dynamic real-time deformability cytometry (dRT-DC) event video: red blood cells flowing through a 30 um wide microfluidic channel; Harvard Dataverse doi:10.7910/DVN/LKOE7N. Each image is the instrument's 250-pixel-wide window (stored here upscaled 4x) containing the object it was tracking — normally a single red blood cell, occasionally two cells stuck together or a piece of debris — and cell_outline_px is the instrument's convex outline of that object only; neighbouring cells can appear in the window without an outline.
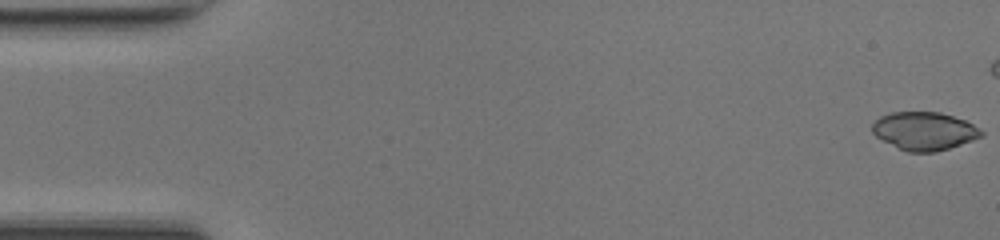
{"species": "common noctule bat (a hibernating species)", "species_latin": "Nyctalus noctula", "temperature_condition": "room temperature", "stored_images_in_passage": 40, "camera_frame_rate_fps": 3000, "um_per_image_px": 0.085, "animal": {"sex": "female", "body_mass_g": 17.0, "forearm_length_mm": 48.0}, "frame": {"image": 1, "passage_image": 1, "time_ms": 0.0, "image_size_px": [1000, 240], "cell_outline_px": [[984, 136], [936, 152], [908, 152], [876, 136], [872, 132], [872, 124], [880, 116], [892, 112], [940, 112], [964, 120], [980, 128], [984, 132]], "centroid_in_image_um": [78.58, 11.13], "position_along_channel_um": 6.4, "area_um2": 23.99}}
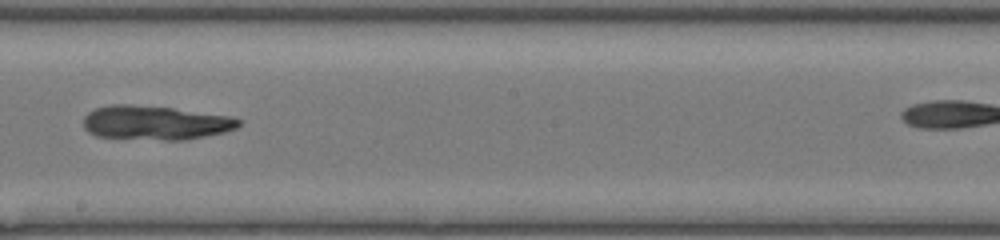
{"frame": {"image": 2, "passage_image": 28, "time_ms": 9.0, "image_size_px": [1000, 240], "cell_outline_px": [[240, 124], [236, 128], [224, 132], [184, 140], [164, 140], [96, 136], [88, 132], [84, 128], [84, 116], [88, 112], [96, 108], [112, 104], [132, 104], [172, 108], [228, 116], [240, 120]], "centroid_in_image_um": [13.16, 10.43], "position_along_channel_um": 235.0, "area_um2": 30.63}}
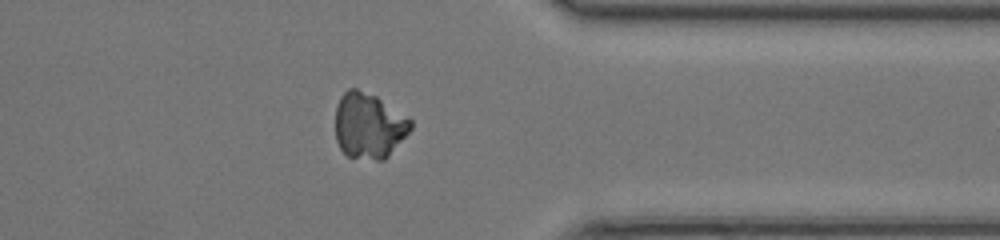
{"frame": {"image": 3, "passage_image": 39, "time_ms": 12.667, "image_size_px": [1000, 240], "cell_outline_px": [[412, 128], [388, 156], [384, 160], [376, 160], [348, 156], [340, 148], [336, 140], [336, 104], [340, 96], [348, 88], [356, 88], [376, 96], [412, 120]], "centroid_in_image_um": [31.33, 10.67], "position_along_channel_um": 380.1, "area_um2": 28.67}}